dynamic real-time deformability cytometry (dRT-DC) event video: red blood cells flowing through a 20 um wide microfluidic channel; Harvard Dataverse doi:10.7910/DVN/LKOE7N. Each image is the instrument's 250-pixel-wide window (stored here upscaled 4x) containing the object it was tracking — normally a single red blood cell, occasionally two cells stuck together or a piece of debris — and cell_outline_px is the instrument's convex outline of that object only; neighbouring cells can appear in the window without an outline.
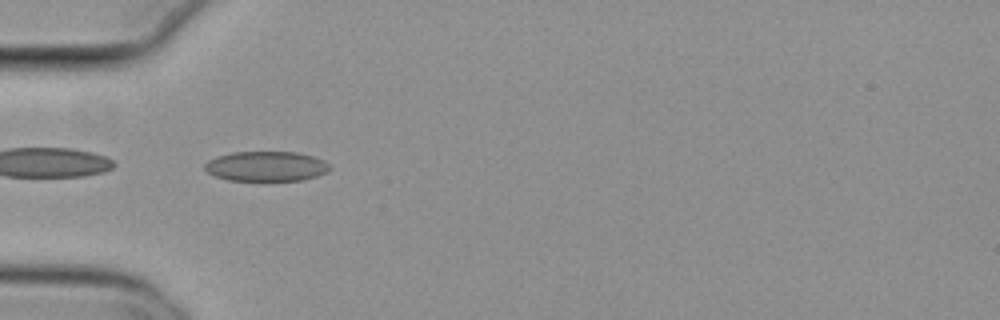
{"species": "common noctule bat (a hibernating species)", "species_latin": "Nyctalus noctula", "temperature_condition": "cold", "stored_images_in_passage": 42, "camera_frame_rate_fps": 3000, "um_per_image_px": 0.085, "animal": {"sex": "female", "body_mass_g": 29.2, "forearm_length_mm": 56.3}, "frame": {"image": 1, "passage_image": 5, "time_ms": 1.333, "image_size_px": [1000, 320], "cell_outline_px": [[332, 168], [328, 172], [304, 180], [228, 180], [216, 176], [208, 172], [204, 168], [204, 164], [208, 160], [216, 156], [232, 152], [296, 152], [312, 156], [324, 160]], "centroid_in_image_um": [22.64, 14.13], "position_along_channel_um": 62.4, "area_um2": 21.79}}
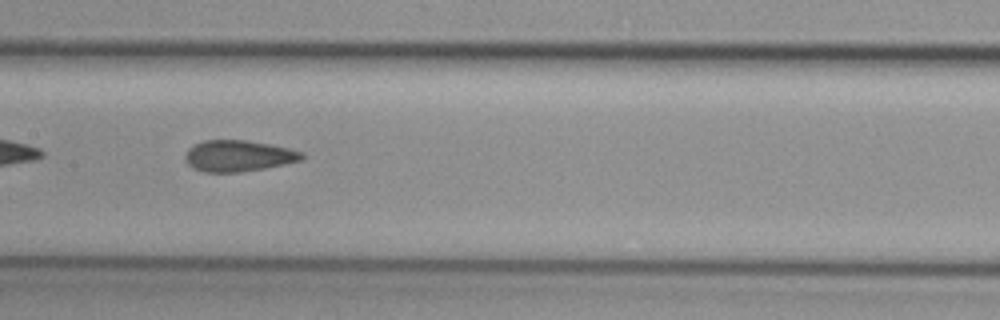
{"frame": {"image": 2, "passage_image": 15, "time_ms": 4.667, "image_size_px": [1000, 320], "cell_outline_px": [[304, 156], [300, 160], [264, 168], [240, 172], [204, 172], [192, 168], [184, 160], [184, 156], [188, 148], [192, 144], [204, 140], [244, 140], [268, 144], [288, 148], [304, 152]], "centroid_in_image_um": [20.19, 13.24], "position_along_channel_um": 187.2, "area_um2": 21.21}}
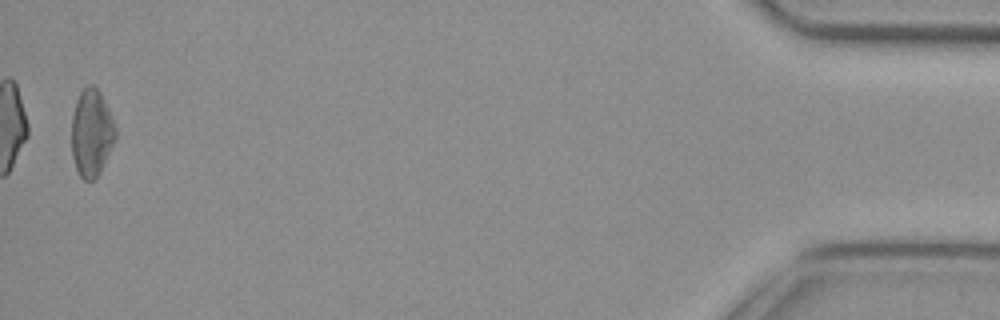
{"frame": {"image": 3, "passage_image": 41, "time_ms": 13.333, "image_size_px": [1000, 320], "cell_outline_px": [[116, 136], [100, 172], [92, 180], [84, 180], [80, 176], [76, 168], [72, 156], [72, 116], [76, 100], [80, 92], [88, 84], [92, 84], [100, 92], [116, 128]], "centroid_in_image_um": [7.76, 11.28], "position_along_channel_um": 427.4, "area_um2": 21.96}, "authors_computed_cell_mechanics": {"area_um2": 21.675, "velocity_mm_per_s": 3.8172, "shape_relaxation_time_tau1_ms": null, "shape_relaxation_time_tau2_ms": 1.3844, "deformation_change_tau1": null, "deformation_change_tau2": 0.0695}}